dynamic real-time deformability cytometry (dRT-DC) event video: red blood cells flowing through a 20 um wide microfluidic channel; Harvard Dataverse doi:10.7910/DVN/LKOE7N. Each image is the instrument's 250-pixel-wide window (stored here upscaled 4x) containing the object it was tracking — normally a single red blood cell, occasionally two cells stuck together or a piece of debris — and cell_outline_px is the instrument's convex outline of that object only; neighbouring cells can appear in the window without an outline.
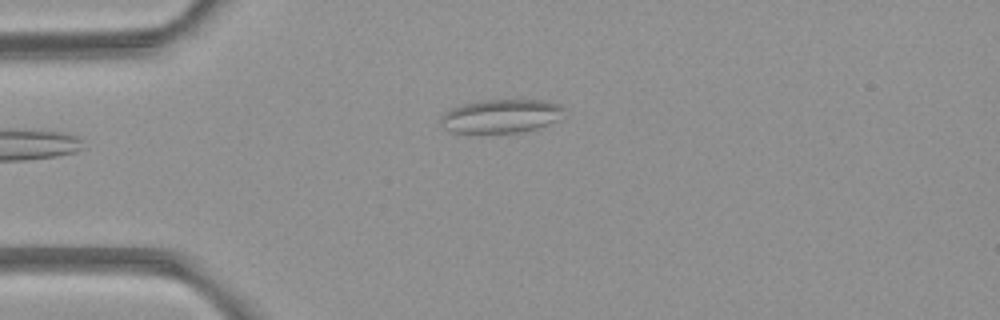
{"species": "common noctule bat (a hibernating species)", "species_latin": "Nyctalus noctula", "temperature_condition": "room temperature", "stored_images_in_passage": 4, "camera_frame_rate_fps": 3000, "um_per_image_px": 0.085, "animal": {"sex": "female", "body_mass_g": 21.9}, "frame": {"image": 1, "passage_image": 4, "time_ms": 3.333, "image_size_px": [1000, 320], "cell_outline_px": [[564, 108], [556, 120], [548, 124], [524, 132], [452, 132], [444, 128], [440, 124], [440, 120], [444, 112], [460, 104], [480, 100], [544, 100], [560, 104]], "centroid_in_image_um": [42.54, 9.85], "position_along_channel_um": 42.5, "area_um2": 23.99}}